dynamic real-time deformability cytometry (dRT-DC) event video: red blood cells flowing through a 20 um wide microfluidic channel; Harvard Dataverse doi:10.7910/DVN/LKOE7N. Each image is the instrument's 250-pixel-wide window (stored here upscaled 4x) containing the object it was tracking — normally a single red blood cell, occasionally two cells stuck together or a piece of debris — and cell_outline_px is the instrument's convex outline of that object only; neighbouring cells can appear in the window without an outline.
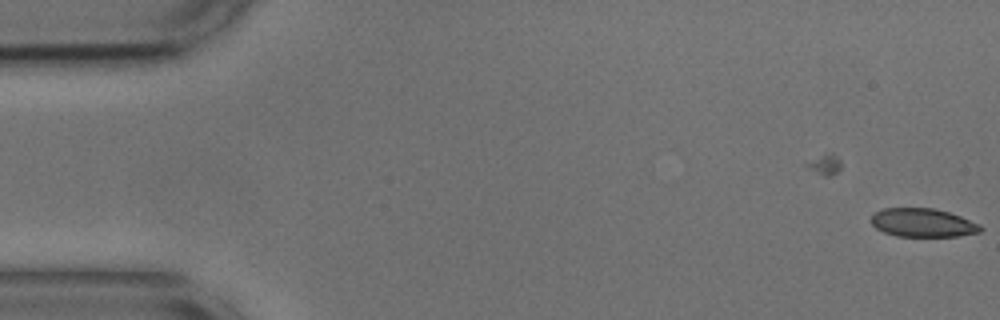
{"species": "common noctule bat (a hibernating species)", "species_latin": "Nyctalus noctula", "temperature_condition": "cold", "stored_images_in_passage": 6, "camera_frame_rate_fps": 3000, "um_per_image_px": 0.085, "animal": {"sex": "male", "body_mass_g": 17.9, "forearm_length_mm": 54.2}, "frame": {"image": 1, "passage_image": 6, "time_ms": 1.667, "image_size_px": [1000, 320], "cell_outline_px": [[984, 228], [980, 232], [956, 236], [896, 236], [884, 232], [876, 228], [872, 224], [872, 216], [876, 212], [884, 208], [932, 208], [948, 212], [960, 216], [980, 224]], "centroid_in_image_um": [78.45, 18.93], "position_along_channel_um": 6.5, "area_um2": 18.03}}